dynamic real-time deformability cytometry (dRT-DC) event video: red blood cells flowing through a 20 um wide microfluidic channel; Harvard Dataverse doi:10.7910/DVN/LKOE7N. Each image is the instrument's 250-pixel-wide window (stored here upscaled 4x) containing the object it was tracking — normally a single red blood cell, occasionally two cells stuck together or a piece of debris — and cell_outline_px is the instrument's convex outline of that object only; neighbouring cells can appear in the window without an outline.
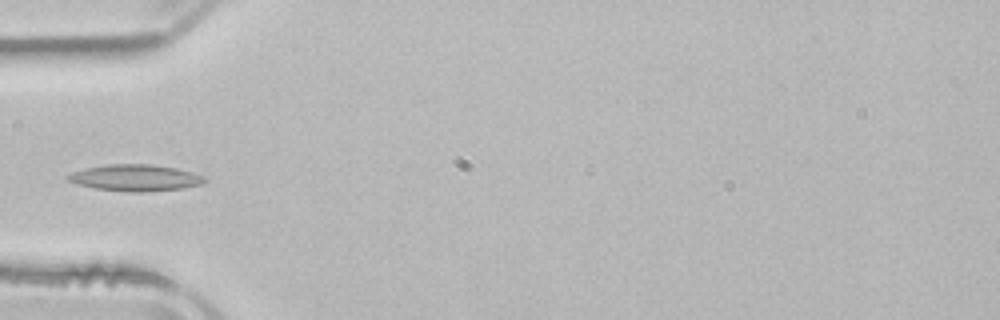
{"species": "common noctule bat (a hibernating species)", "species_latin": "Nyctalus noctula", "temperature_condition": "room temperature", "stored_images_in_passage": 5, "camera_frame_rate_fps": 3000, "um_per_image_px": 0.085, "animal": {"sex": "male", "body_mass_g": 21.5, "forearm_length_mm": 52.0}, "frame": {"image": 1, "passage_image": 5, "time_ms": 5.333, "image_size_px": [1000, 320], "cell_outline_px": [[208, 180], [200, 184], [184, 188], [140, 192], [128, 192], [96, 188], [76, 184], [68, 180], [64, 176], [72, 172], [88, 168], [108, 164], [152, 164], [176, 168], [192, 172], [204, 176]], "centroid_in_image_um": [11.51, 15.11], "position_along_channel_um": 73.5, "area_um2": 21.04}}